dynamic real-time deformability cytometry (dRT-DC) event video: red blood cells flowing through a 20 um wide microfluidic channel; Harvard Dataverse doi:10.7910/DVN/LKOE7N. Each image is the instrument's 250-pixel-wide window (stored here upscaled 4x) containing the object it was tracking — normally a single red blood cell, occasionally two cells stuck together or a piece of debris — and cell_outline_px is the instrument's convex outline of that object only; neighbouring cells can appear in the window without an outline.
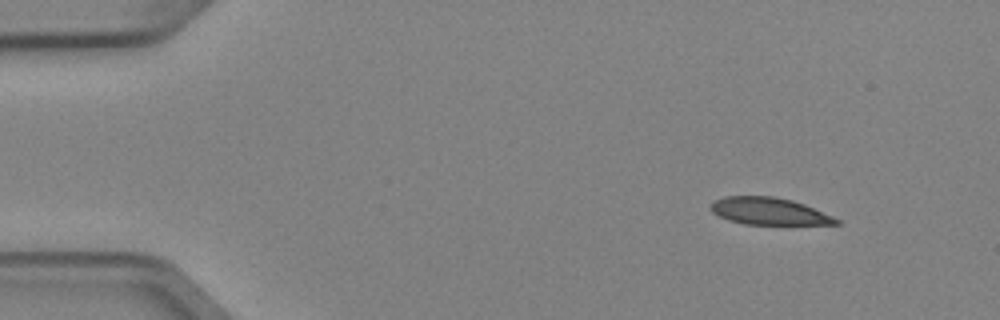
{"species": "Egyptian fruit bat (a non-hibernating species)", "species_latin": "Rousettus aegyptiacus", "temperature_condition": "cold", "stored_images_in_passage": 4, "camera_frame_rate_fps": 3000, "um_per_image_px": 0.085, "animal": {"sex": "female"}, "frame": {"image": 1, "passage_image": 1, "time_ms": 0.0, "image_size_px": [1000, 320], "cell_outline_px": [[840, 224], [744, 224], [728, 220], [712, 212], [708, 208], [716, 200], [724, 196], [776, 196], [792, 200], [804, 204], [832, 216], [840, 220]], "centroid_in_image_um": [65.35, 17.95], "position_along_channel_um": 19.7, "area_um2": 19.71}}
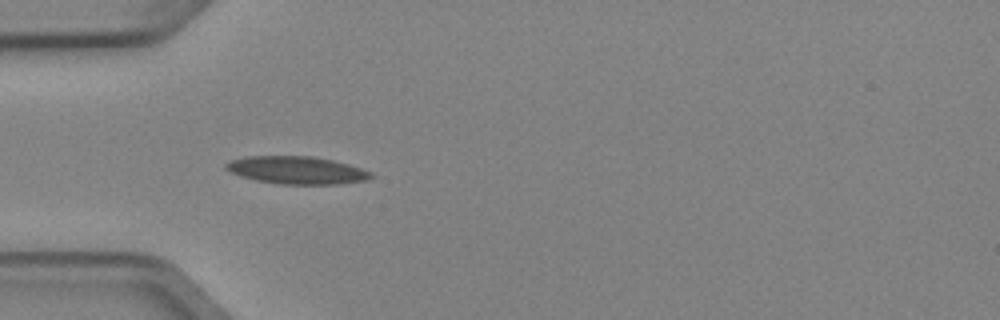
{"frame": {"image": 2, "passage_image": 3, "time_ms": 0.667, "image_size_px": [1000, 320], "cell_outline_px": [[376, 176], [368, 180], [336, 184], [276, 184], [256, 180], [240, 176], [224, 168], [224, 164], [232, 160], [248, 156], [312, 156], [332, 160], [348, 164], [372, 172]], "centroid_in_image_um": [25.24, 14.47], "position_along_channel_um": 59.8, "area_um2": 23.41}}
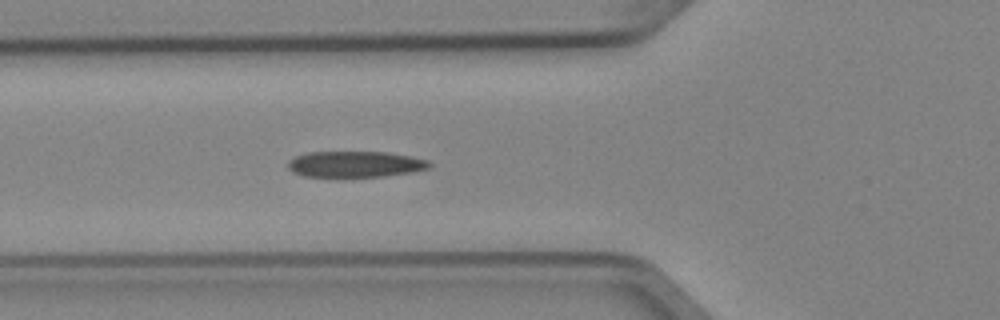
{"frame": {"image": 3, "passage_image": 4, "time_ms": 1.0, "image_size_px": [1000, 320], "cell_outline_px": [[432, 164], [428, 168], [412, 172], [384, 176], [336, 180], [304, 176], [292, 172], [288, 168], [288, 160], [296, 156], [308, 152], [388, 152], [428, 160]], "centroid_in_image_um": [30.12, 14.01], "position_along_channel_um": 95.7, "area_um2": 22.43}}